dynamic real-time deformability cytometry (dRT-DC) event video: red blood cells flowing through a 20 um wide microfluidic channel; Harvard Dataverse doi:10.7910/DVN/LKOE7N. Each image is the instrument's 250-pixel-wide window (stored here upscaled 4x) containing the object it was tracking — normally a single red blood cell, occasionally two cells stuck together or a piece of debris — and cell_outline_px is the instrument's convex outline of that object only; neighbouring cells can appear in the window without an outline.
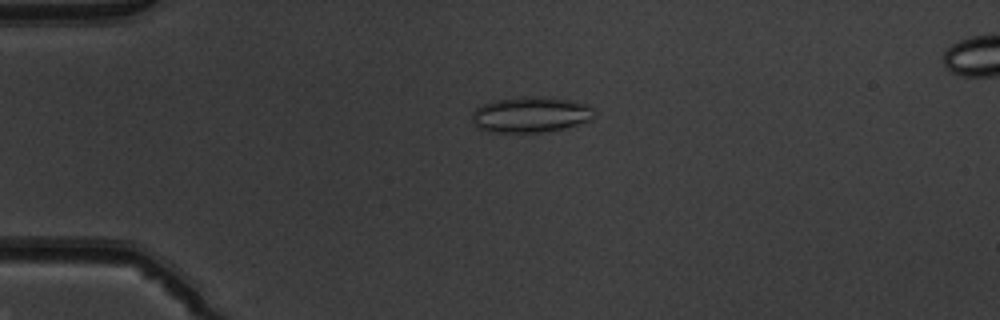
{"species": "common noctule bat (a hibernating species)", "species_latin": "Nyctalus noctula", "temperature_condition": "warm", "stored_images_in_passage": 52, "camera_frame_rate_fps": 3000, "um_per_image_px": 0.085, "animal": {"sex": "male", "body_mass_g": 19.5, "forearm_length_mm": 54.6}, "frame": {"image": 1, "passage_image": 13, "time_ms": 4.0, "image_size_px": [1000, 320], "cell_outline_px": [[596, 116], [592, 120], [564, 128], [540, 132], [488, 132], [476, 128], [472, 124], [472, 112], [476, 108], [484, 104], [496, 100], [524, 96], [544, 96], [572, 100], [588, 104], [592, 108]], "centroid_in_image_um": [45.11, 9.74], "position_along_channel_um": 39.9, "area_um2": 25.78}}
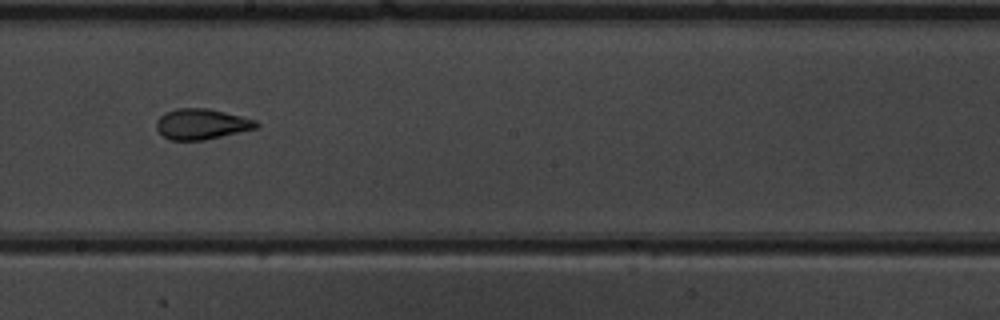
{"frame": {"image": 2, "passage_image": 30, "time_ms": 9.667, "image_size_px": [1000, 320], "cell_outline_px": [[260, 124], [256, 128], [204, 140], [168, 140], [156, 128], [156, 120], [164, 112], [176, 108], [208, 108], [256, 120]], "centroid_in_image_um": [17.1, 10.54], "position_along_channel_um": 231.1, "area_um2": 17.74}}
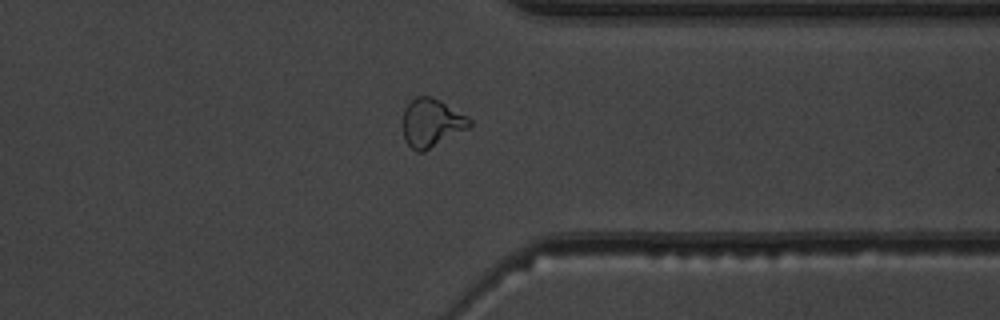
{"frame": {"image": 3, "passage_image": 41, "time_ms": 13.333, "image_size_px": [1000, 320], "cell_outline_px": [[472, 124], [468, 128], [424, 152], [416, 152], [404, 140], [404, 108], [416, 96], [432, 96], [440, 100], [468, 116], [472, 120]], "centroid_in_image_um": [36.69, 10.44], "position_along_channel_um": 374.7, "area_um2": 18.73}, "authors_computed_cell_mechanics": {"area_um2": 20.3456, "velocity_mm_per_s": 3.9807, "shape_relaxation_time_tau1_ms": null, "shape_relaxation_time_tau2_ms": 1.1492, "deformation_change_tau1": null, "deformation_change_tau2": 0.0729}}